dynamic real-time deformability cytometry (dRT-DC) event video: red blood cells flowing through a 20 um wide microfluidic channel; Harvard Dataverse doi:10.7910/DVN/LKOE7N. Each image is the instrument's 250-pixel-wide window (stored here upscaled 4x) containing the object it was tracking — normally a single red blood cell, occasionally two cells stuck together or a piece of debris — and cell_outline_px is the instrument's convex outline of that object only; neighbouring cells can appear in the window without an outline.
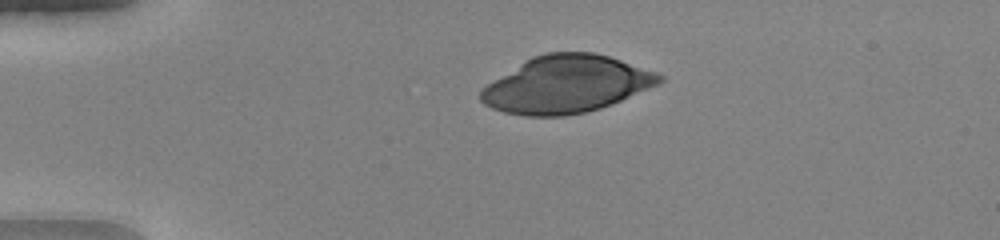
{"species": "human", "species_latin": "Homo sapiens", "temperature_condition": "warm", "stored_images_in_passage": 50, "camera_frame_rate_fps": 3000, "um_per_image_px": 0.085, "donor": {"sex": "female"}, "frame": {"image": 1, "passage_image": 12, "time_ms": 3.667, "image_size_px": [1000, 240], "cell_outline_px": [[664, 80], [660, 84], [600, 108], [584, 112], [564, 116], [524, 116], [504, 112], [492, 108], [484, 104], [480, 100], [480, 92], [488, 84], [532, 56], [548, 52], [592, 52], [608, 56], [656, 72], [664, 76]], "centroid_in_image_um": [48.14, 7.17], "position_along_channel_um": 36.9, "area_um2": 58.96}}